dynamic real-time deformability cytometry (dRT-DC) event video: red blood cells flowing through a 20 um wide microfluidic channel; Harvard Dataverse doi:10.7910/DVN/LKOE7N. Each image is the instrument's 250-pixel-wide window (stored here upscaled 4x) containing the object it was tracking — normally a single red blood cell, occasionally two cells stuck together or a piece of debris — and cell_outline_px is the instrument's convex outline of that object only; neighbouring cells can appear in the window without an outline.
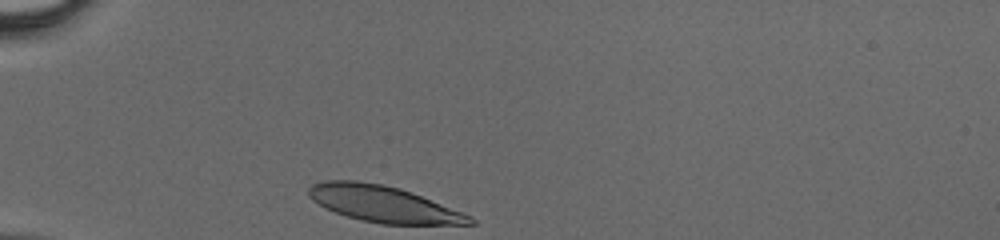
{"species": "human", "species_latin": "Homo sapiens", "temperature_condition": "cold", "stored_images_in_passage": 26, "camera_frame_rate_fps": 3000, "um_per_image_px": 0.085, "donor": {"sex": "male"}, "frame": {"image": 1, "passage_image": 1, "time_ms": 0.0, "image_size_px": [1000, 240], "cell_outline_px": [[476, 224], [380, 224], [348, 216], [336, 212], [312, 200], [308, 196], [308, 188], [312, 184], [324, 180], [356, 180], [384, 184], [400, 188], [412, 192], [472, 216], [476, 220]], "centroid_in_image_um": [32.6, 17.32], "position_along_channel_um": 52.4, "area_um2": 33.93}}
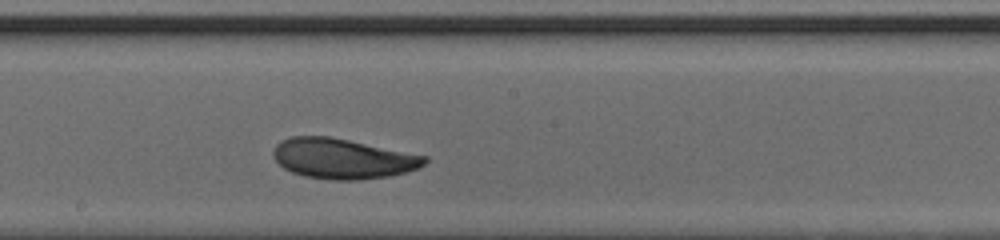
{"frame": {"image": 2, "passage_image": 14, "time_ms": 4.333, "image_size_px": [1000, 240], "cell_outline_px": [[428, 160], [420, 168], [388, 176], [356, 180], [332, 180], [304, 176], [292, 172], [284, 168], [272, 156], [272, 152], [276, 144], [280, 140], [292, 136], [328, 136], [428, 156]], "centroid_in_image_um": [29.11, 13.48], "position_along_channel_um": 219.1, "area_um2": 35.37}}
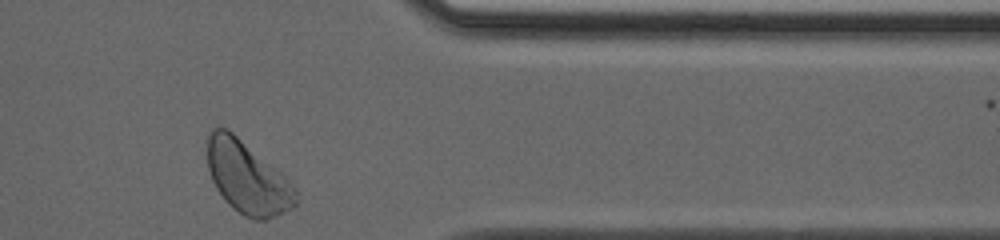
{"frame": {"image": 3, "passage_image": 26, "time_ms": 8.333, "image_size_px": [1000, 240], "cell_outline_px": [[296, 204], [264, 220], [256, 220], [244, 216], [232, 208], [224, 200], [216, 188], [212, 180], [208, 168], [208, 132], [212, 128], [228, 128], [280, 172], [296, 188]], "centroid_in_image_um": [20.98, 15.08], "position_along_channel_um": 390.4, "area_um2": 36.65}}